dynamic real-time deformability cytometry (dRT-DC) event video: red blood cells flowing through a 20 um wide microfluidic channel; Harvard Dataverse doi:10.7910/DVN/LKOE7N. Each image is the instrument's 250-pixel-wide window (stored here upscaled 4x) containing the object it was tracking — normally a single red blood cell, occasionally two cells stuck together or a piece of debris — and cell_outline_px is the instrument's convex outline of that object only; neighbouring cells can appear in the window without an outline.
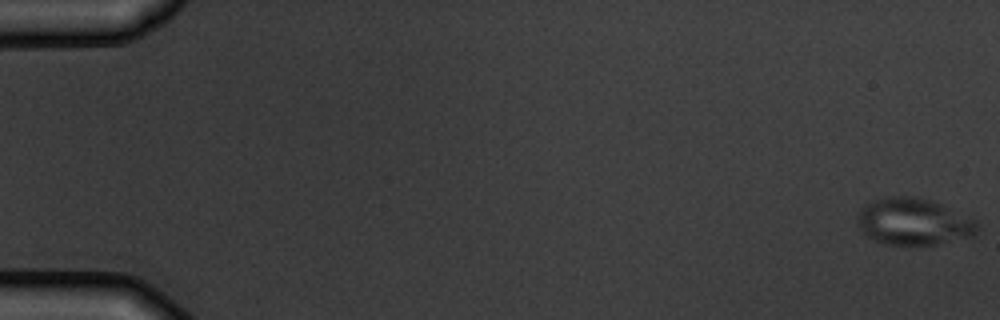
{"species": "common noctule bat (a hibernating species)", "species_latin": "Nyctalus noctula", "temperature_condition": "warm", "stored_images_in_passage": 5, "camera_frame_rate_fps": 3000, "um_per_image_px": 0.085, "animal": {"sex": "male", "body_mass_g": 19.5, "forearm_length_mm": 54.6}, "frame": {"image": 1, "passage_image": 1, "time_ms": 0.0, "image_size_px": [1000, 320], "cell_outline_px": [[980, 228], [972, 236], [936, 244], [884, 244], [868, 236], [856, 224], [860, 212], [872, 200], [888, 196], [912, 196], [928, 200], [940, 204], [972, 216], [980, 224]], "centroid_in_image_um": [77.71, 18.83], "position_along_channel_um": 7.3, "area_um2": 32.48}}